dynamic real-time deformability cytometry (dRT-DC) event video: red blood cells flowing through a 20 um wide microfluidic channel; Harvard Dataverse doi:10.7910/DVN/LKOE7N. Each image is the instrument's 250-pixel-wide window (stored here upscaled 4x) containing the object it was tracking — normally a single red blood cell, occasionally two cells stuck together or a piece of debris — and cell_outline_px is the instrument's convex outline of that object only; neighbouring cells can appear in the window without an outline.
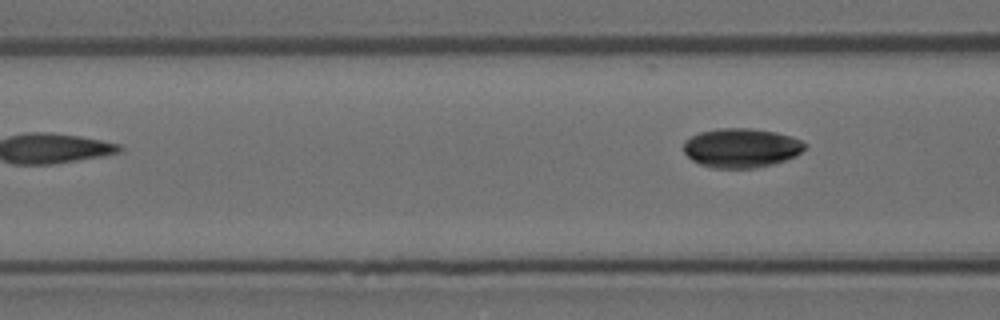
{"species": "Egyptian fruit bat (a non-hibernating species)", "species_latin": "Rousettus aegyptiacus", "temperature_condition": "room temperature", "stored_images_in_passage": 8, "segment_of_instrument_passage": [2, 2], "camera_frame_rate_fps": 3000, "um_per_image_px": 0.085, "animal": {"sex": "female"}, "frame": {"image": 1, "passage_image": 8, "time_ms": 2.333, "image_size_px": [1000, 320], "cell_outline_px": [[808, 144], [796, 156], [772, 164], [756, 168], [712, 168], [700, 164], [692, 160], [684, 152], [684, 140], [700, 132], [716, 128], [752, 128], [776, 132], [792, 136]], "centroid_in_image_um": [63.0, 12.56], "position_along_channel_um": 103.6, "area_um2": 27.86}}